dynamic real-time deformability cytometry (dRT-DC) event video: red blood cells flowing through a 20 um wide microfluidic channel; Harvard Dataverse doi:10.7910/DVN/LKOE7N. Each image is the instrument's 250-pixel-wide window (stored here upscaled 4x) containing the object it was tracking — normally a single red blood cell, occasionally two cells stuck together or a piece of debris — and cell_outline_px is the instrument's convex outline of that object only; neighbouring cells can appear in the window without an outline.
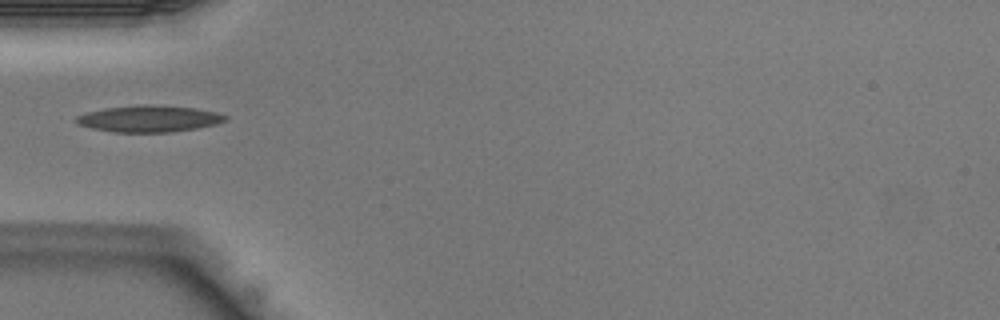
{"species": "Egyptian fruit bat (a non-hibernating species)", "species_latin": "Rousettus aegyptiacus", "temperature_condition": "warm", "stored_images_in_passage": 18, "camera_frame_rate_fps": 3000, "um_per_image_px": 0.085, "animal": {"sex": "male"}, "frame": {"image": 1, "passage_image": 1, "time_ms": 0.0, "image_size_px": [1000, 320], "cell_outline_px": [[228, 120], [216, 124], [196, 128], [172, 132], [112, 132], [92, 128], [76, 124], [76, 116], [88, 112], [104, 108], [152, 104], [196, 108], [216, 112], [228, 116]], "centroid_in_image_um": [12.69, 10.09], "position_along_channel_um": 72.3, "area_um2": 23.06}}
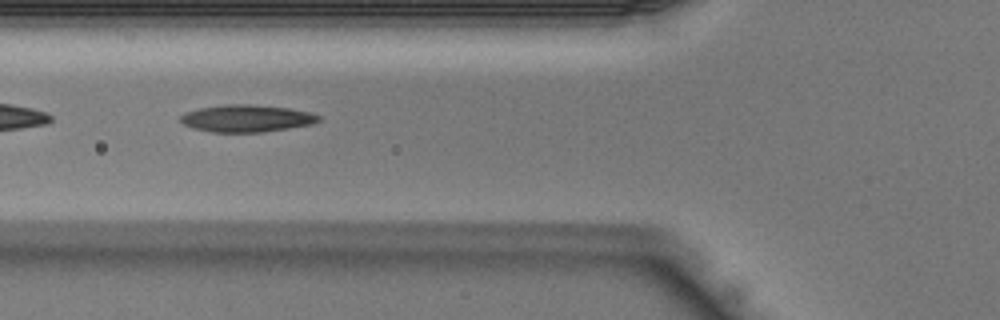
{"frame": {"image": 2, "passage_image": 3, "time_ms": 0.667, "image_size_px": [1000, 320], "cell_outline_px": [[324, 116], [320, 120], [312, 124], [264, 132], [212, 132], [192, 128], [184, 124], [180, 120], [180, 116], [184, 112], [200, 108], [224, 104], [252, 104], [288, 108], [312, 112]], "centroid_in_image_um": [20.99, 10.05], "position_along_channel_um": 104.8, "area_um2": 22.08}}